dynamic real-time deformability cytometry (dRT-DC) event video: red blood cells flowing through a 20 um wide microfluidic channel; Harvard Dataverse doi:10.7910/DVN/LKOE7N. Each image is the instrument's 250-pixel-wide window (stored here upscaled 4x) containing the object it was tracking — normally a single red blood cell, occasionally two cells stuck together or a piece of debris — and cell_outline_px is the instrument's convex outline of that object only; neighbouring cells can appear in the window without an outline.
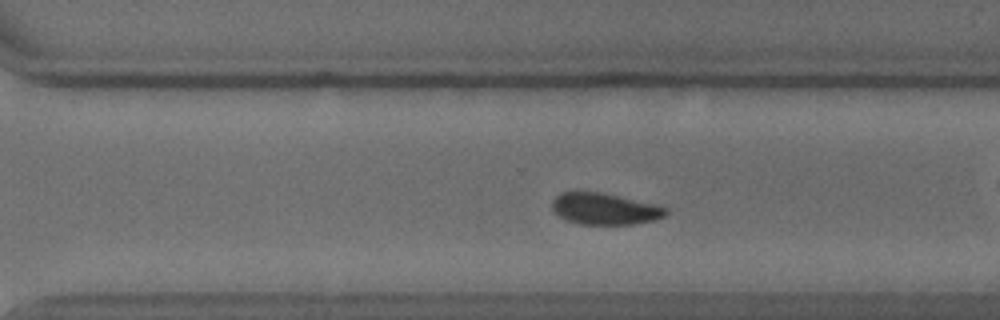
{"species": "common noctule bat (a hibernating species)", "species_latin": "Nyctalus noctula", "temperature_condition": "cold", "stored_images_in_passage": 40, "camera_frame_rate_fps": 3000, "um_per_image_px": 0.085, "animal": {"sex": "male", "body_mass_g": 18.8}, "frame": {"image": 1, "passage_image": 23, "time_ms": 7.333, "image_size_px": [1000, 320], "cell_outline_px": [[668, 212], [664, 216], [656, 220], [632, 224], [580, 224], [564, 220], [556, 216], [552, 212], [552, 200], [560, 192], [600, 192], [656, 204], [668, 208]], "centroid_in_image_um": [51.36, 17.76], "position_along_channel_um": 319.2, "area_um2": 21.1}}
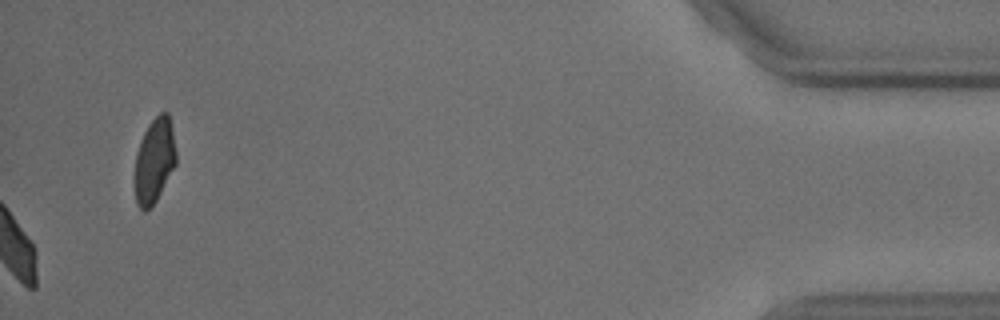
{"frame": {"image": 2, "passage_image": 40, "time_ms": 13.0, "image_size_px": [1000, 320], "cell_outline_px": [[176, 164], [156, 200], [144, 212], [136, 204], [136, 152], [144, 132], [148, 124], [160, 112], [168, 112], [172, 128], [176, 152]], "centroid_in_image_um": [13.14, 13.61], "position_along_channel_um": 422.1, "area_um2": 20.06}, "authors_computed_cell_mechanics": {"area_um2": 22.0218, "velocity_mm_per_s": 3.7073, "shape_relaxation_time_tau1_ms": 3.3758, "shape_relaxation_time_tau2_ms": null, "deformation_change_tau1": 0.0782, "deformation_change_tau2": null}}